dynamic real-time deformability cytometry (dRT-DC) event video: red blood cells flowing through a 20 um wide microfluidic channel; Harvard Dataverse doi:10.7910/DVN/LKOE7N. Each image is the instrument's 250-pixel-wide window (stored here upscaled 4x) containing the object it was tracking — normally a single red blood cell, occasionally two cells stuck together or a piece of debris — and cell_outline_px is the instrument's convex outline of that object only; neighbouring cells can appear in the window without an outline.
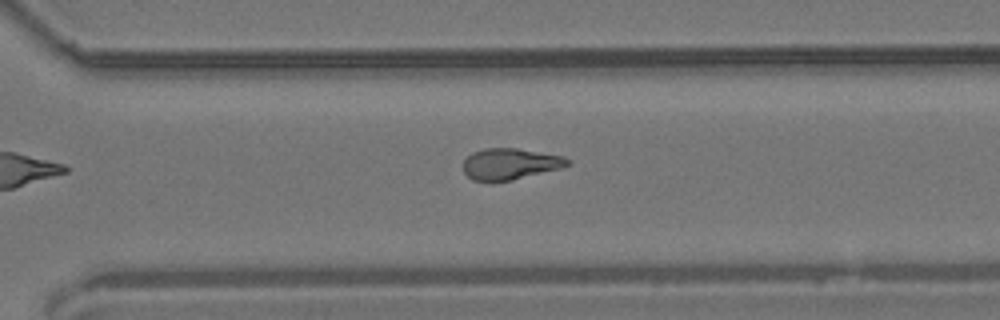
{"species": "common noctule bat (a hibernating species)", "species_latin": "Nyctalus noctula", "temperature_condition": "room temperature", "stored_images_in_passage": 8, "camera_frame_rate_fps": 3000, "um_per_image_px": 0.085, "animal": {"sex": "male", "body_mass_g": 19.2, "forearm_length_mm": 51.8}, "frame": {"image": 1, "passage_image": 8, "time_ms": 2.333, "image_size_px": [1000, 320], "cell_outline_px": [[572, 164], [560, 168], [512, 180], [472, 180], [464, 172], [464, 160], [472, 152], [484, 148], [516, 148], [564, 156]], "centroid_in_image_um": [43.36, 13.91], "position_along_channel_um": 327.2, "area_um2": 18.73}}